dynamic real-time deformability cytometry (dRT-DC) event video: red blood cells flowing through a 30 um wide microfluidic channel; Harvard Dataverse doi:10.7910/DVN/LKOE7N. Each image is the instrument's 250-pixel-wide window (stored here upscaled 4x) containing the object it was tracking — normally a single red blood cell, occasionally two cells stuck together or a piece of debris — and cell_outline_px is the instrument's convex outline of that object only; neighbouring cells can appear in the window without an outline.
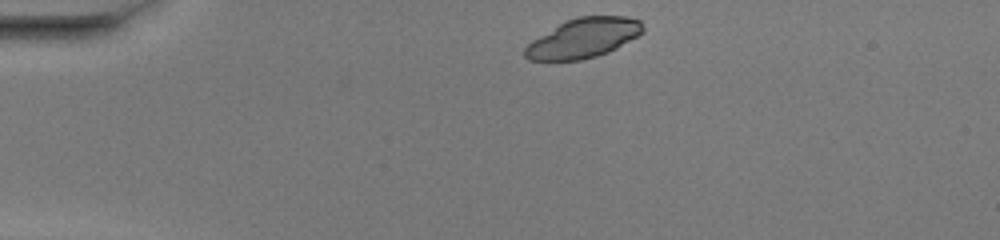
{"species": "common noctule bat (a hibernating species)", "species_latin": "Nyctalus noctula", "temperature_condition": "warm", "stored_images_in_passage": 41, "camera_frame_rate_fps": 3000, "um_per_image_px": 0.085, "animal": {"sex": "female", "body_mass_g": 20.0, "forearm_length_mm": 54.0}, "frame": {"image": 1, "passage_image": 1, "time_ms": 0.0, "image_size_px": [1000, 240], "cell_outline_px": [[644, 32], [616, 48], [608, 52], [596, 56], [580, 60], [528, 60], [524, 56], [524, 48], [532, 40], [560, 24], [568, 20], [580, 16], [628, 16], [640, 20], [644, 28]], "centroid_in_image_um": [49.61, 3.24], "position_along_channel_um": 35.4, "area_um2": 26.93}}